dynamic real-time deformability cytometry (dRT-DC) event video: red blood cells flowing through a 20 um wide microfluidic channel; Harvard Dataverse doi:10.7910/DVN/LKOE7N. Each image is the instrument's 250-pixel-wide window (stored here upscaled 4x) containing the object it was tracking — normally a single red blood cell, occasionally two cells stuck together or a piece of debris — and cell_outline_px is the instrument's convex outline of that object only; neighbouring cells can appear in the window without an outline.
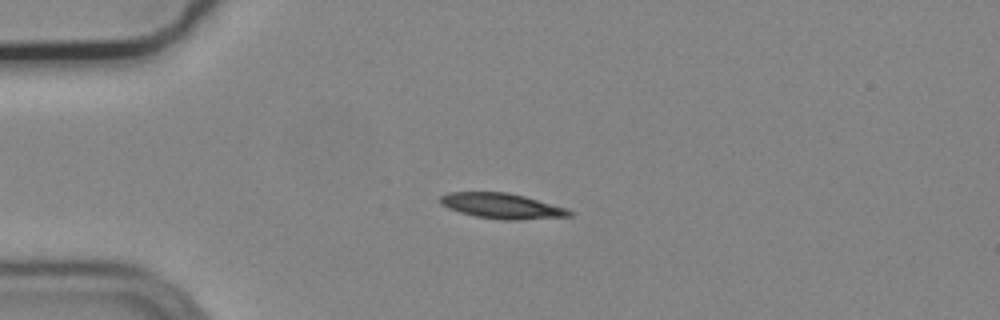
{"species": "common noctule bat (a hibernating species)", "species_latin": "Nyctalus noctula", "temperature_condition": "cold", "stored_images_in_passage": 5, "camera_frame_rate_fps": 3000, "um_per_image_px": 0.085, "animal": {"sex": "male", "body_mass_g": 19.2, "forearm_length_mm": 51.8}, "frame": {"image": 1, "passage_image": 4, "time_ms": 1.0, "image_size_px": [1000, 320], "cell_outline_px": [[572, 216], [516, 220], [504, 220], [476, 216], [460, 212], [448, 208], [440, 204], [440, 196], [448, 192], [508, 192], [524, 196], [568, 208], [572, 212]], "centroid_in_image_um": [42.67, 17.5], "position_along_channel_um": 42.3, "area_um2": 19.07}}